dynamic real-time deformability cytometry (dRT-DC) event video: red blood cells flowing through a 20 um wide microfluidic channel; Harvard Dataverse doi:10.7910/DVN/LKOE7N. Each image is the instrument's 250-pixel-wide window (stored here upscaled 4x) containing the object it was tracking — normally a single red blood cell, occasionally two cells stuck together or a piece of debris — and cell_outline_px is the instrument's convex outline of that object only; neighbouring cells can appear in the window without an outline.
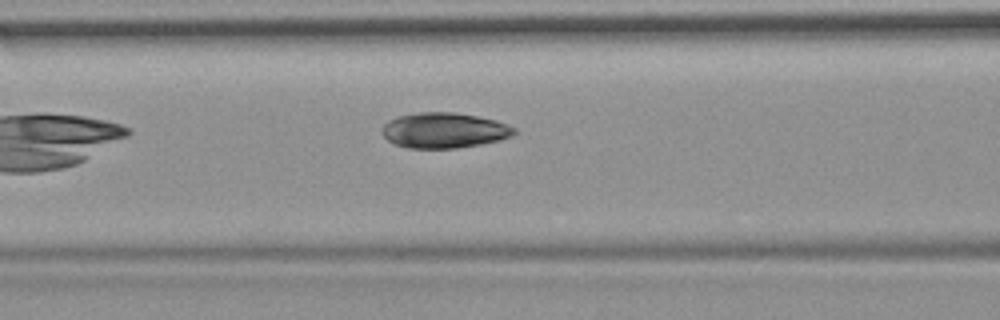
{"species": "common noctule bat (a hibernating species)", "species_latin": "Nyctalus noctula", "temperature_condition": "room temperature", "stored_images_in_passage": 7, "camera_frame_rate_fps": 3000, "um_per_image_px": 0.085, "animal": {"sex": "female", "body_mass_g": 19.9}, "frame": {"image": 1, "passage_image": 7, "time_ms": 2.0, "image_size_px": [1000, 320], "cell_outline_px": [[516, 132], [512, 136], [500, 140], [480, 144], [456, 148], [408, 148], [396, 144], [388, 140], [384, 136], [384, 124], [388, 120], [400, 116], [420, 112], [452, 112], [476, 116], [496, 120], [516, 128]], "centroid_in_image_um": [37.79, 11.08], "position_along_channel_um": 128.8, "area_um2": 26.99}}